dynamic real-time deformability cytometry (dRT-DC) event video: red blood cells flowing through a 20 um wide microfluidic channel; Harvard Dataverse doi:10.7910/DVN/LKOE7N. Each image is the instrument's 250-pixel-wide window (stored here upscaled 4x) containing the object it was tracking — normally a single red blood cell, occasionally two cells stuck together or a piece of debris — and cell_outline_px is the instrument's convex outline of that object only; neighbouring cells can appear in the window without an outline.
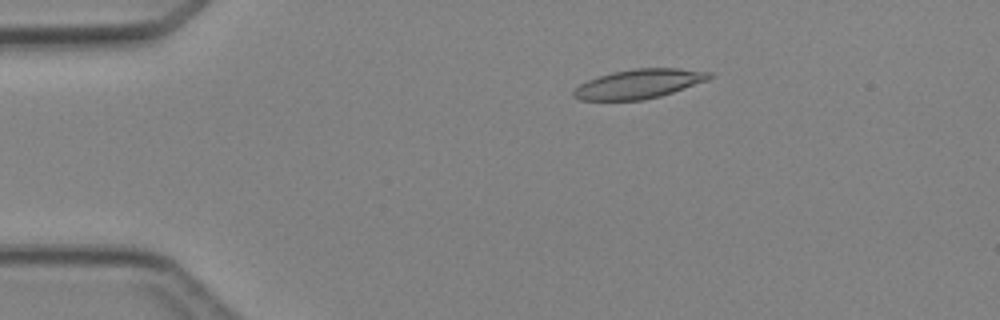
{"species": "Egyptian fruit bat (a non-hibernating species)", "species_latin": "Rousettus aegyptiacus", "temperature_condition": "cold", "stored_images_in_passage": 4, "camera_frame_rate_fps": 3000, "um_per_image_px": 0.085, "animal": {"sex": "female"}, "frame": {"image": 1, "passage_image": 2, "time_ms": 1.333, "image_size_px": [1000, 320], "cell_outline_px": [[712, 76], [708, 80], [660, 96], [644, 100], [580, 100], [572, 96], [572, 88], [588, 80], [612, 72], [636, 68], [676, 68], [712, 72]], "centroid_in_image_um": [54.27, 7.13], "position_along_channel_um": 30.7, "area_um2": 23.12}}
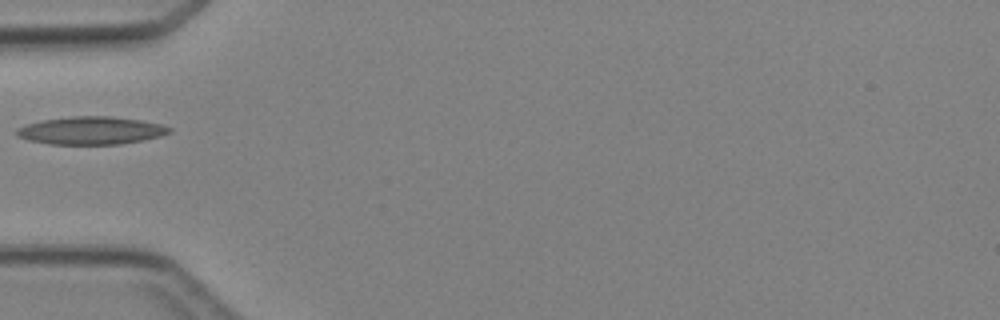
{"frame": {"image": 2, "passage_image": 4, "time_ms": 3.667, "image_size_px": [1000, 320], "cell_outline_px": [[172, 132], [160, 136], [144, 140], [120, 144], [52, 144], [28, 140], [16, 136], [16, 128], [28, 124], [44, 120], [72, 116], [108, 116], [140, 120], [160, 124], [172, 128]], "centroid_in_image_um": [7.75, 11.1], "position_along_channel_um": 77.2, "area_um2": 24.62}}